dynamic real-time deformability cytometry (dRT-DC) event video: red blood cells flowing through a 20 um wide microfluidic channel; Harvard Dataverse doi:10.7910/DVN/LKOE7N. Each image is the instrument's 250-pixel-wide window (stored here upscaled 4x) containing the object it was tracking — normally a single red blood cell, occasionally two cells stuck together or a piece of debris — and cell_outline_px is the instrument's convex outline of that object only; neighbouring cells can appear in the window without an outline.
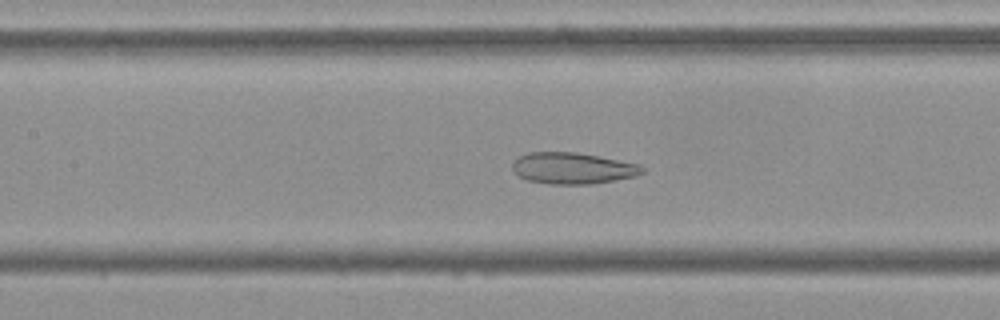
{"species": "Egyptian fruit bat (a non-hibernating species)", "species_latin": "Rousettus aegyptiacus", "temperature_condition": "cold", "stored_images_in_passage": 44, "camera_frame_rate_fps": 3000, "um_per_image_px": 0.085, "frame": {"image": 1, "passage_image": 14, "time_ms": 4.333, "image_size_px": [1000, 320], "cell_outline_px": [[644, 172], [636, 176], [592, 184], [552, 184], [528, 180], [520, 176], [512, 168], [512, 164], [520, 156], [528, 152], [576, 152], [640, 164], [644, 168]], "centroid_in_image_um": [48.7, 14.3], "position_along_channel_um": 158.7, "area_um2": 23.52}}
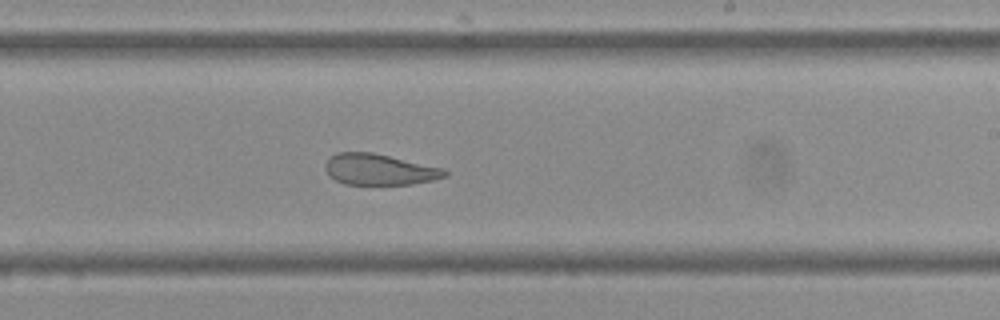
{"frame": {"image": 2, "passage_image": 22, "time_ms": 7.0, "image_size_px": [1000, 320], "cell_outline_px": [[448, 176], [432, 180], [412, 184], [344, 184], [328, 176], [324, 168], [324, 164], [328, 156], [336, 152], [372, 152], [444, 168], [448, 172]], "centroid_in_image_um": [32.2, 14.4], "position_along_channel_um": 256.8, "area_um2": 21.85}}
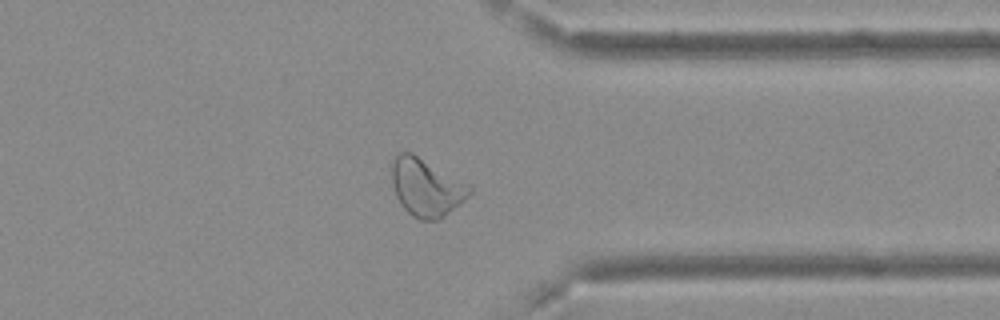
{"frame": {"image": 3, "passage_image": 32, "time_ms": 10.333, "image_size_px": [1000, 320], "cell_outline_px": [[472, 192], [460, 204], [440, 220], [420, 220], [412, 216], [400, 204], [396, 196], [392, 184], [392, 160], [400, 152], [412, 152], [472, 188]], "centroid_in_image_um": [36.19, 15.95], "position_along_channel_um": 375.2, "area_um2": 25.78}, "authors_computed_cell_mechanics": {"area_um2": 25.5476, "velocity_mm_per_s": 3.6865, "shape_relaxation_time_tau1_ms": null, "shape_relaxation_time_tau2_ms": 2.0021, "deformation_change_tau1": null, "deformation_change_tau2": 0.0929}}